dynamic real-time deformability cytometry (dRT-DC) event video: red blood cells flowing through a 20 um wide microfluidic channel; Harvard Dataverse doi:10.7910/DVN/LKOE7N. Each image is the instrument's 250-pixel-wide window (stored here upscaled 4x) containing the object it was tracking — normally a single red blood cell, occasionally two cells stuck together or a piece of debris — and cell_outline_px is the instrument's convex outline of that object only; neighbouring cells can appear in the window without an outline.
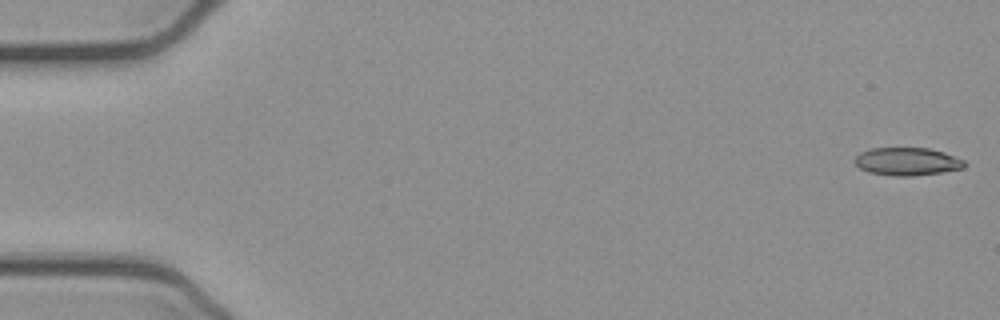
{"species": "common noctule bat (a hibernating species)", "species_latin": "Nyctalus noctula", "temperature_condition": "cold", "stored_images_in_passage": 29, "camera_frame_rate_fps": 3000, "um_per_image_px": 0.085, "animal": {"sex": "female", "body_mass_g": 21.9}, "frame": {"image": 1, "passage_image": 1, "time_ms": 0.0, "image_size_px": [1000, 320], "cell_outline_px": [[968, 164], [964, 168], [940, 172], [912, 176], [896, 176], [868, 172], [860, 168], [856, 164], [856, 156], [860, 152], [872, 148], [928, 148], [944, 152], [964, 160]], "centroid_in_image_um": [77.13, 13.72], "position_along_channel_um": 7.9, "area_um2": 17.74}}
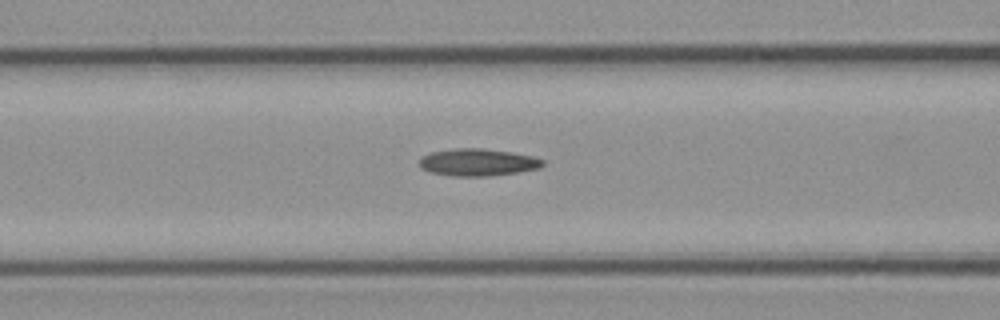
{"frame": {"image": 2, "passage_image": 21, "time_ms": 6.667, "image_size_px": [1000, 320], "cell_outline_px": [[544, 164], [540, 168], [520, 172], [488, 176], [452, 176], [428, 172], [420, 168], [420, 160], [424, 156], [432, 152], [452, 148], [484, 148], [512, 152], [532, 156], [544, 160]], "centroid_in_image_um": [40.62, 13.8], "position_along_channel_um": 126.0, "area_um2": 19.71}}
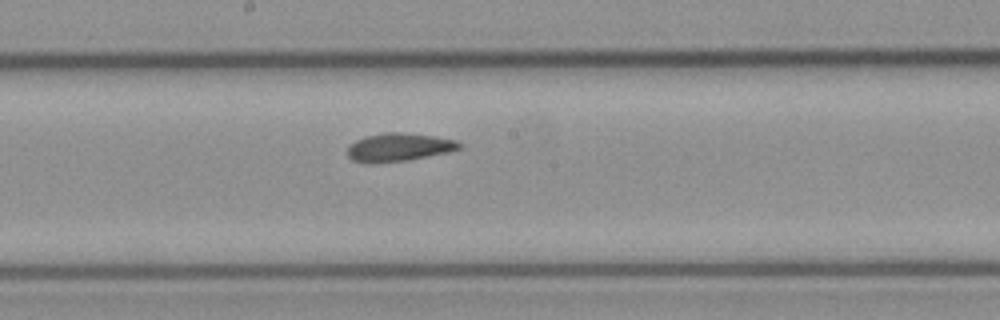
{"frame": {"image": 3, "passage_image": 29, "time_ms": 9.333, "image_size_px": [1000, 320], "cell_outline_px": [[460, 148], [448, 152], [408, 160], [372, 164], [364, 164], [352, 160], [348, 156], [348, 144], [364, 136], [384, 132], [400, 132], [436, 136], [456, 140], [460, 144]], "centroid_in_image_um": [33.84, 12.52], "position_along_channel_um": 214.4, "area_um2": 18.61}}